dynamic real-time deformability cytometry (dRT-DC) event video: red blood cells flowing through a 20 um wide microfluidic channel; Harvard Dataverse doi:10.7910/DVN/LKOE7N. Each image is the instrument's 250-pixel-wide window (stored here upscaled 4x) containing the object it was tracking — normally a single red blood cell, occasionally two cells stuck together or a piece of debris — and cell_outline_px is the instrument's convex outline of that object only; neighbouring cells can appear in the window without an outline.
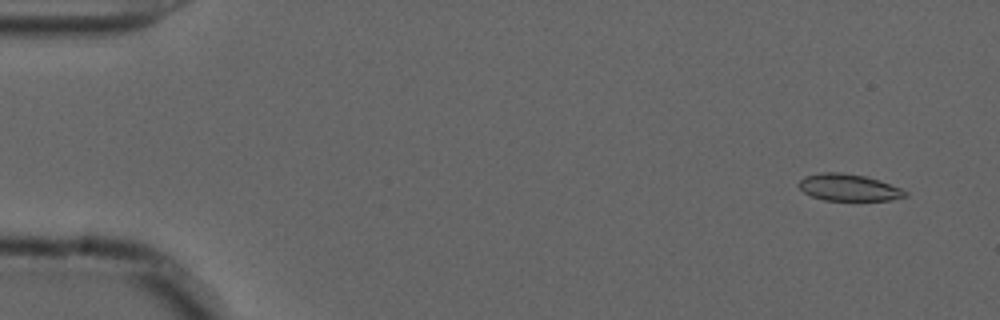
{"species": "common noctule bat (a hibernating species)", "species_latin": "Nyctalus noctula", "temperature_condition": "cold", "stored_images_in_passage": 56, "camera_frame_rate_fps": 3000, "um_per_image_px": 0.085, "animal": {"sex": "male", "forearm_length_mm": 52.5}, "frame": {"image": 1, "passage_image": 4, "time_ms": 1.0, "image_size_px": [1000, 320], "cell_outline_px": [[908, 196], [892, 200], [824, 200], [812, 196], [804, 192], [800, 188], [800, 180], [804, 176], [820, 172], [840, 172], [864, 176], [900, 188], [908, 192]], "centroid_in_image_um": [72.13, 15.94], "position_along_channel_um": 12.9, "area_um2": 16.42}}
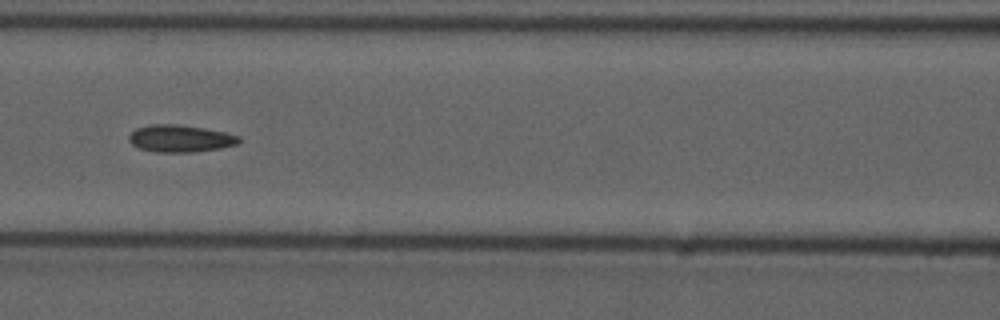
{"frame": {"image": 2, "passage_image": 25, "time_ms": 8.0, "image_size_px": [1000, 320], "cell_outline_px": [[244, 140], [236, 144], [220, 148], [192, 152], [156, 152], [140, 148], [132, 144], [128, 140], [128, 136], [136, 128], [148, 124], [176, 124], [204, 128], [224, 132], [240, 136]], "centroid_in_image_um": [15.32, 11.77], "position_along_channel_um": 151.3, "area_um2": 17.46}}
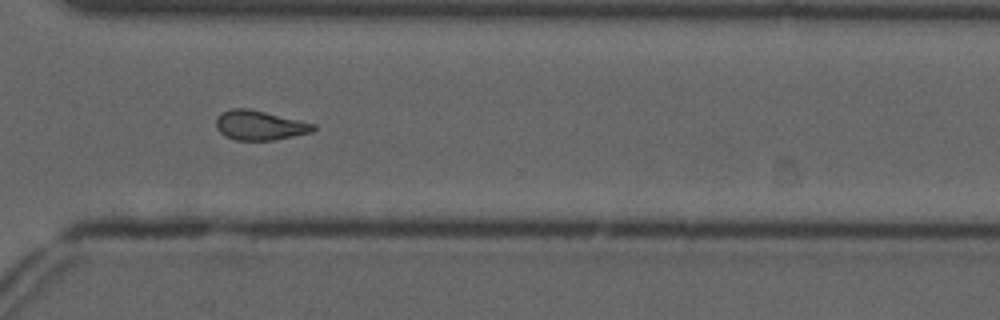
{"frame": {"image": 3, "passage_image": 41, "time_ms": 13.333, "image_size_px": [1000, 320], "cell_outline_px": [[316, 128], [312, 132], [276, 140], [236, 140], [224, 136], [216, 128], [216, 120], [224, 112], [232, 108], [248, 108], [300, 120], [316, 124]], "centroid_in_image_um": [22.1, 10.66], "position_along_channel_um": 348.5, "area_um2": 16.7}, "authors_computed_cell_mechanics": {"area_um2": 16.9643, "velocity_mm_per_s": 3.7024, "shape_relaxation_time_tau1_ms": null, "shape_relaxation_time_tau2_ms": 4.4709, "deformation_change_tau1": null, "deformation_change_tau2": 0.1145}}